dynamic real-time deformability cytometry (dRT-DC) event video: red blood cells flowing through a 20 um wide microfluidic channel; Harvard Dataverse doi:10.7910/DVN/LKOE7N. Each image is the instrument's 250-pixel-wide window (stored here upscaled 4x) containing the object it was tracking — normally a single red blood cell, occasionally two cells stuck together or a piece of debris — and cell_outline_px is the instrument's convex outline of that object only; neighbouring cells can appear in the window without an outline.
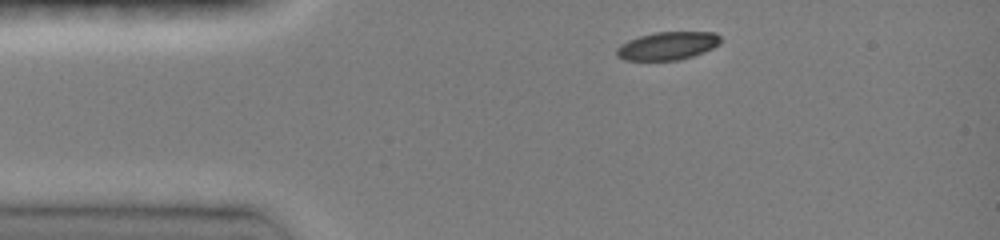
{"species": "common noctule bat (a hibernating species)", "species_latin": "Nyctalus noctula", "temperature_condition": "room temperature", "stored_images_in_passage": 6, "camera_frame_rate_fps": 3000, "um_per_image_px": 0.085, "animal": {"sex": "female", "body_mass_g": 19.0, "forearm_length_mm": 51.5}, "frame": {"image": 1, "passage_image": 1, "time_ms": 0.0, "image_size_px": [1000, 240], "cell_outline_px": [[720, 44], [704, 52], [680, 60], [624, 60], [616, 56], [616, 48], [620, 44], [628, 40], [640, 36], [656, 32], [716, 32], [720, 36]], "centroid_in_image_um": [56.73, 3.9], "position_along_channel_um": 28.3, "area_um2": 17.05}}
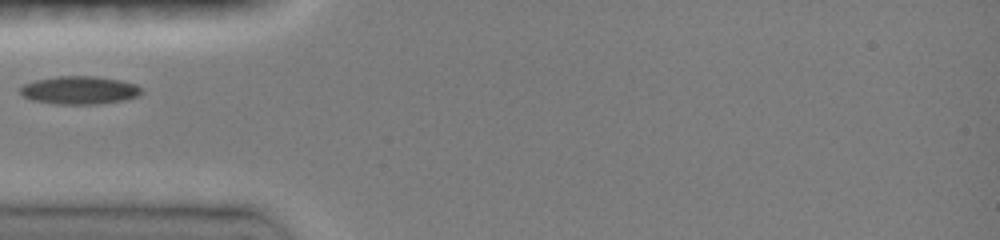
{"frame": {"image": 2, "passage_image": 3, "time_ms": 2.333, "image_size_px": [1000, 240], "cell_outline_px": [[140, 96], [124, 100], [96, 104], [56, 104], [32, 100], [24, 96], [20, 92], [20, 88], [24, 84], [36, 80], [56, 76], [96, 76], [120, 80], [136, 84], [140, 88]], "centroid_in_image_um": [6.76, 7.66], "position_along_channel_um": 78.2, "area_um2": 19.77}}
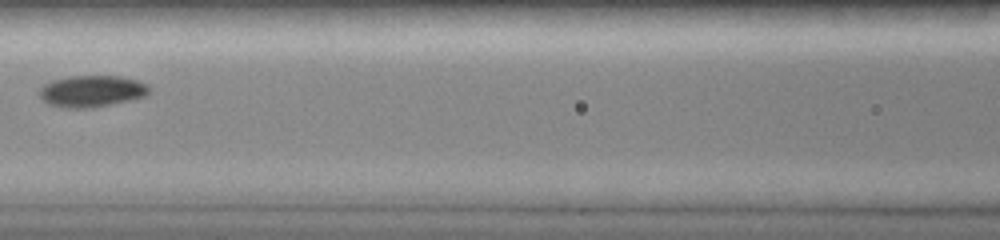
{"frame": {"image": 3, "passage_image": 5, "time_ms": 4.333, "image_size_px": [1000, 240], "cell_outline_px": [[152, 92], [148, 96], [112, 104], [92, 108], [64, 108], [48, 104], [40, 96], [40, 88], [44, 84], [52, 80], [68, 76], [120, 76], [136, 80], [148, 84], [152, 88]], "centroid_in_image_um": [7.85, 7.75], "position_along_channel_um": 158.7, "area_um2": 20.52}}